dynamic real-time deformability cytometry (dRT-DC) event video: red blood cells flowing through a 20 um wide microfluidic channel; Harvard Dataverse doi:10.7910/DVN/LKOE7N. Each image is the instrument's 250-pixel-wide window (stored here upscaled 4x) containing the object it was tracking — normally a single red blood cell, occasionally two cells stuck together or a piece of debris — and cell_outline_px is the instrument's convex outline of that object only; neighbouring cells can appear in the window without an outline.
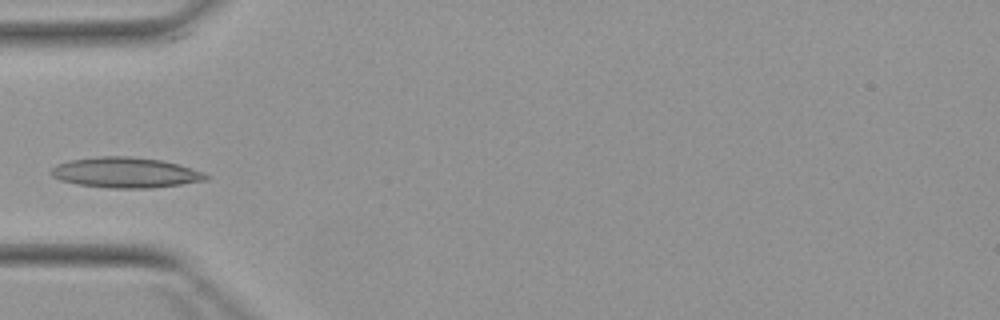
{"species": "Egyptian fruit bat (a non-hibernating species)", "species_latin": "Rousettus aegyptiacus", "temperature_condition": "warm", "stored_images_in_passage": 3, "camera_frame_rate_fps": 3000, "um_per_image_px": 0.085, "animal": {"sex": "female"}, "frame": {"image": 1, "passage_image": 3, "time_ms": 3.667, "image_size_px": [1000, 320], "cell_outline_px": [[208, 180], [152, 188], [112, 188], [76, 184], [60, 180], [52, 176], [48, 172], [56, 164], [68, 160], [100, 156], [132, 156], [160, 160], [176, 164], [204, 172], [208, 176]], "centroid_in_image_um": [10.62, 14.66], "position_along_channel_um": 74.4, "area_um2": 27.46}}